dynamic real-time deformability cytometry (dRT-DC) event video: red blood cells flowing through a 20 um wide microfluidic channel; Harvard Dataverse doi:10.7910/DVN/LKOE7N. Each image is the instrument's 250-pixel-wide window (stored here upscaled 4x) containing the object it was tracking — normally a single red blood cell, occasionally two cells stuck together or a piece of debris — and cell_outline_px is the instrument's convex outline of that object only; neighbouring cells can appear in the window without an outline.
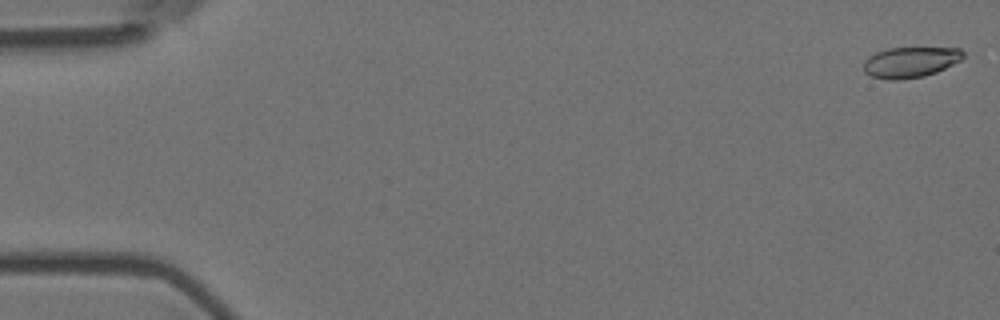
{"species": "Egyptian fruit bat (a non-hibernating species)", "species_latin": "Rousettus aegyptiacus", "temperature_condition": "room temperature", "stored_images_in_passage": 10, "camera_frame_rate_fps": 3000, "um_per_image_px": 0.085, "animal": {"sex": "female"}, "frame": {"image": 1, "passage_image": 1, "time_ms": 0.0, "image_size_px": [1000, 320], "cell_outline_px": [[964, 56], [960, 60], [936, 72], [924, 76], [896, 80], [888, 80], [872, 76], [864, 72], [864, 60], [868, 56], [876, 52], [888, 48], [960, 48], [964, 52]], "centroid_in_image_um": [77.35, 5.28], "position_along_channel_um": 7.6, "area_um2": 17.69}}
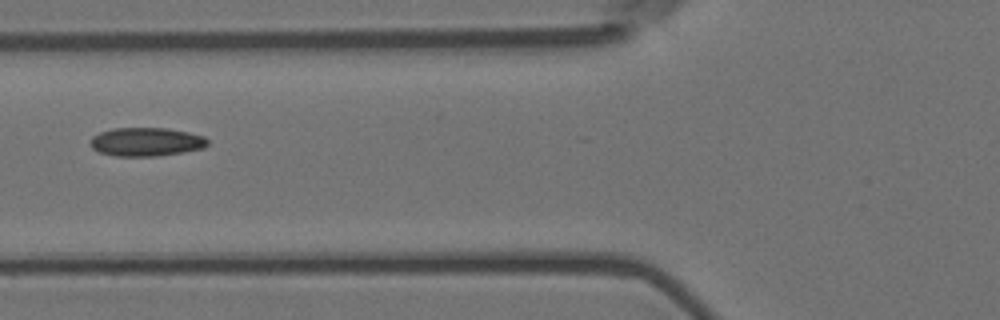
{"frame": {"image": 2, "passage_image": 7, "time_ms": 2.0, "image_size_px": [1000, 320], "cell_outline_px": [[208, 144], [204, 148], [156, 156], [116, 156], [100, 152], [92, 148], [92, 136], [100, 132], [112, 128], [168, 128], [188, 132], [204, 136], [208, 140]], "centroid_in_image_um": [12.44, 12.05], "position_along_channel_um": 113.4, "area_um2": 19.42}}
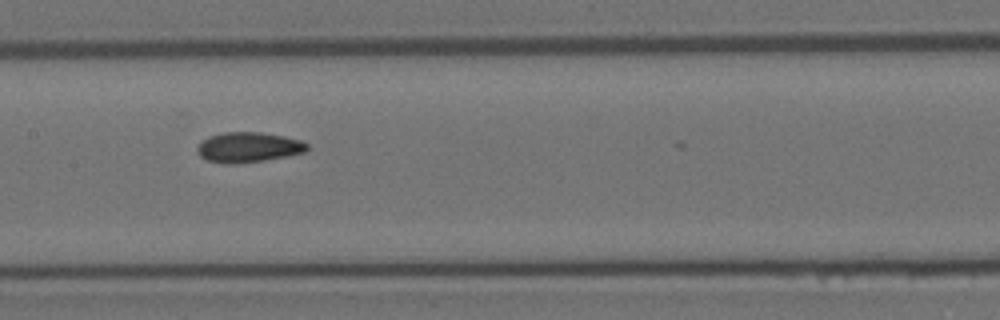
{"frame": {"image": 3, "passage_image": 9, "time_ms": 2.667, "image_size_px": [1000, 320], "cell_outline_px": [[308, 148], [304, 152], [264, 160], [236, 164], [224, 164], [208, 160], [200, 156], [196, 152], [196, 148], [208, 136], [224, 132], [260, 132], [284, 136], [300, 140], [308, 144]], "centroid_in_image_um": [21.08, 12.51], "position_along_channel_um": 186.3, "area_um2": 19.19}}